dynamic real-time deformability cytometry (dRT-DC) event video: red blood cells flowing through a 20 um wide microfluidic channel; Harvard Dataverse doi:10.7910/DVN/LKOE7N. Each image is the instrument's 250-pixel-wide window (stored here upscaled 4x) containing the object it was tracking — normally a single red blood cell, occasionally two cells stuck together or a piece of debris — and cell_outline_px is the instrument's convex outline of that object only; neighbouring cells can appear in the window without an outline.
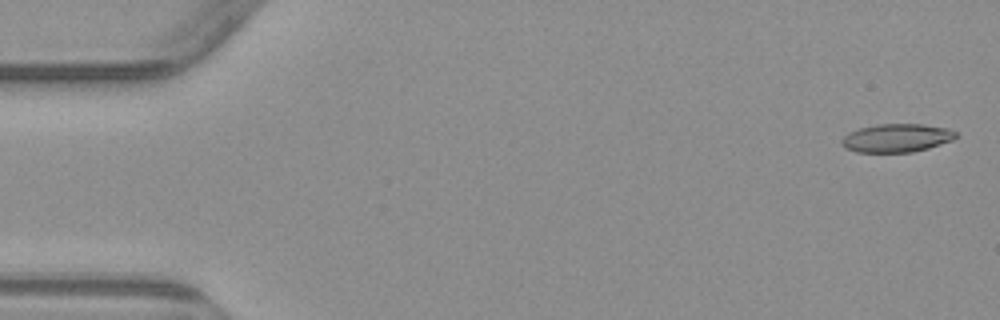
{"species": "common noctule bat (a hibernating species)", "species_latin": "Nyctalus noctula", "temperature_condition": "warm", "stored_images_in_passage": 4, "camera_frame_rate_fps": 3000, "um_per_image_px": 0.085, "animal": {"sex": "male", "body_mass_g": 23.1, "forearm_length_mm": 52.7}, "frame": {"image": 1, "passage_image": 1, "time_ms": 0.0, "image_size_px": [1000, 320], "cell_outline_px": [[960, 136], [952, 140], [928, 148], [912, 152], [856, 152], [844, 148], [840, 144], [840, 140], [848, 132], [860, 128], [876, 124], [924, 124], [948, 128], [956, 132]], "centroid_in_image_um": [76.2, 11.72], "position_along_channel_um": 8.8, "area_um2": 19.07}}